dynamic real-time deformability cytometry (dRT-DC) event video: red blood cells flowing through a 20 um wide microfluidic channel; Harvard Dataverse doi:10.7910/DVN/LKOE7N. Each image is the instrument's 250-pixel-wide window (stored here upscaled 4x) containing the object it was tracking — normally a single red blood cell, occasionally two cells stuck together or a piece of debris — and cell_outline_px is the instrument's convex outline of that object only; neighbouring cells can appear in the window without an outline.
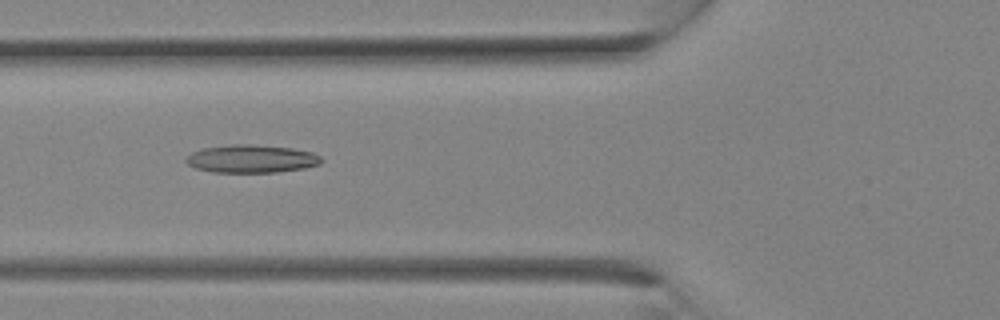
{"species": "Egyptian fruit bat (a non-hibernating species)", "species_latin": "Rousettus aegyptiacus", "temperature_condition": "room temperature", "stored_images_in_passage": 21, "camera_frame_rate_fps": 3000, "um_per_image_px": 0.085, "animal": {"sex": "female"}, "frame": {"image": 1, "passage_image": 11, "time_ms": 3.333, "image_size_px": [1000, 320], "cell_outline_px": [[324, 160], [320, 164], [304, 168], [276, 172], [212, 172], [196, 168], [188, 164], [184, 160], [184, 156], [192, 152], [204, 148], [232, 144], [252, 144], [292, 148], [312, 152], [320, 156]], "centroid_in_image_um": [21.36, 13.49], "position_along_channel_um": 104.4, "area_um2": 22.14}}
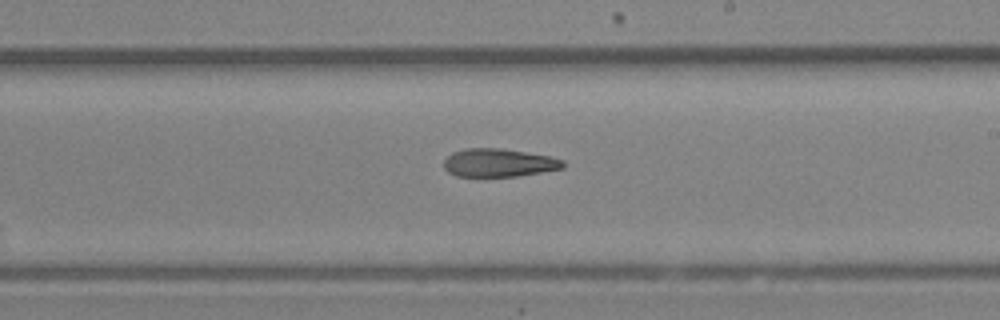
{"frame": {"image": 2, "passage_image": 17, "time_ms": 5.333, "image_size_px": [1000, 320], "cell_outline_px": [[564, 168], [516, 176], [456, 176], [448, 172], [444, 168], [444, 160], [452, 152], [464, 148], [500, 148], [548, 156], [564, 160]], "centroid_in_image_um": [42.36, 13.83], "position_along_channel_um": 246.6, "area_um2": 19.42}}
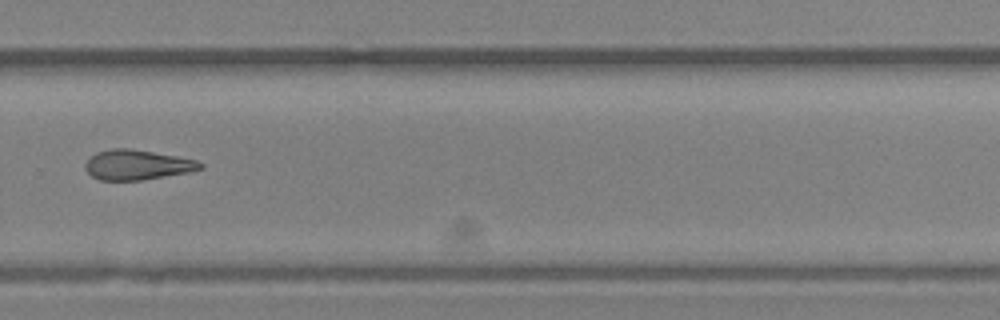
{"frame": {"image": 3, "passage_image": 20, "time_ms": 6.333, "image_size_px": [1000, 320], "cell_outline_px": [[204, 168], [192, 172], [140, 180], [100, 180], [92, 176], [84, 168], [84, 164], [96, 152], [112, 148], [128, 148], [176, 156], [196, 160], [204, 164]], "centroid_in_image_um": [11.68, 14.01], "position_along_channel_um": 318.1, "area_um2": 20.06}}